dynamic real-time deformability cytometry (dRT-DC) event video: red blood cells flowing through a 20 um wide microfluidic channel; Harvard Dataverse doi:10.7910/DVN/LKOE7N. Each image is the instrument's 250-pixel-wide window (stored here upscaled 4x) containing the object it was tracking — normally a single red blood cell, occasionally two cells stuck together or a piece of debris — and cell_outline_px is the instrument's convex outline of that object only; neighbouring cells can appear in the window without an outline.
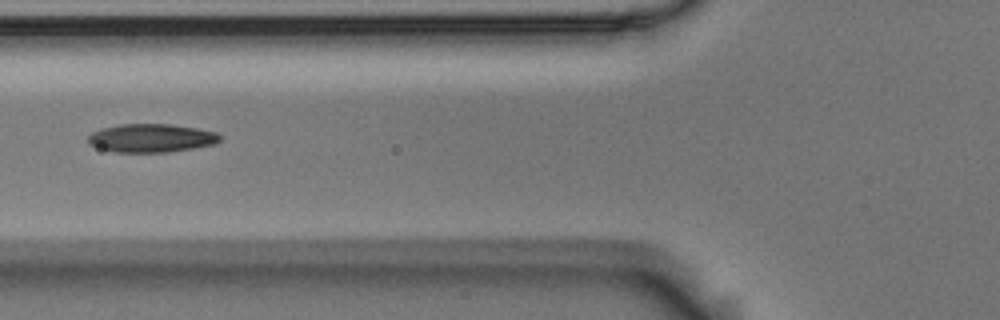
{"species": "Egyptian fruit bat (a non-hibernating species)", "species_latin": "Rousettus aegyptiacus", "temperature_condition": "room temperature", "stored_images_in_passage": 3, "camera_frame_rate_fps": 3000, "um_per_image_px": 0.085, "animal": {"sex": "male"}, "frame": {"image": 1, "passage_image": 2, "time_ms": 0.333, "image_size_px": [1000, 320], "cell_outline_px": [[220, 140], [216, 144], [168, 152], [112, 152], [88, 144], [88, 136], [92, 132], [100, 128], [120, 124], [172, 124], [196, 128], [216, 132], [220, 136]], "centroid_in_image_um": [12.83, 11.73], "position_along_channel_um": 113.0, "area_um2": 21.91}}
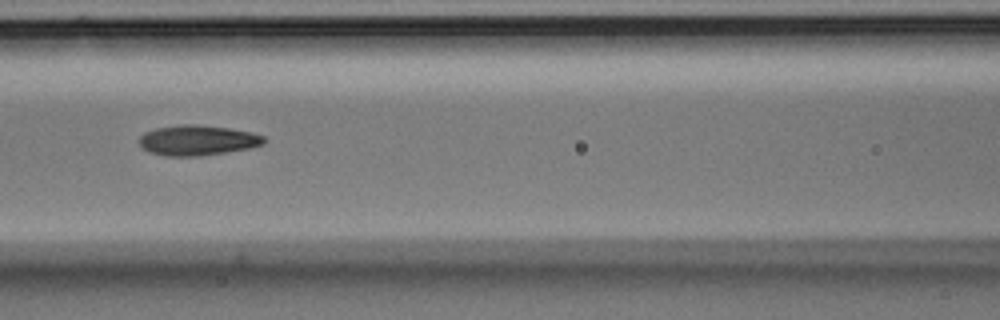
{"frame": {"image": 2, "passage_image": 3, "time_ms": 0.667, "image_size_px": [1000, 320], "cell_outline_px": [[268, 140], [264, 144], [248, 148], [200, 156], [164, 156], [148, 152], [140, 144], [140, 136], [144, 132], [156, 128], [180, 124], [196, 124], [228, 128], [252, 132], [264, 136]], "centroid_in_image_um": [16.79, 11.92], "position_along_channel_um": 149.8, "area_um2": 22.02}}